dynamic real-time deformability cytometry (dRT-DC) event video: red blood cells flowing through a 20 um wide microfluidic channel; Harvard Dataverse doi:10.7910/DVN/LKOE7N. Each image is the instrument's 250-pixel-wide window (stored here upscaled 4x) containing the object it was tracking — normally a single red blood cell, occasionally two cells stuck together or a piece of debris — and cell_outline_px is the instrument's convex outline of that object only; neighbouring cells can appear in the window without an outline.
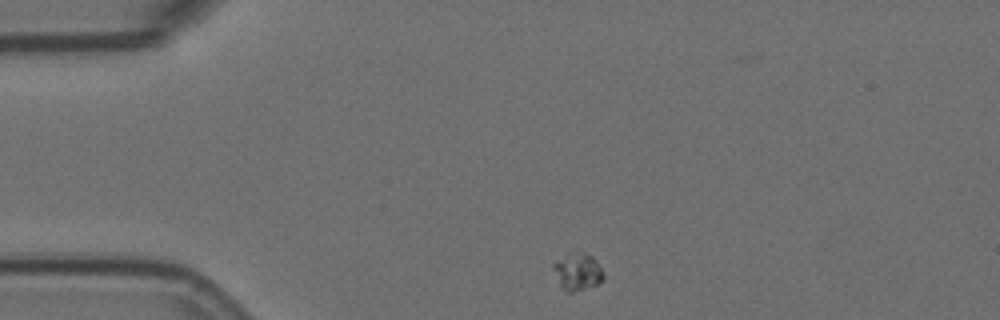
{"species": "Egyptian fruit bat (a non-hibernating species)", "species_latin": "Rousettus aegyptiacus", "temperature_condition": "room temperature", "stored_images_in_passage": 3, "segment_of_instrument_passage": [1, 2], "camera_frame_rate_fps": 3000, "um_per_image_px": 0.085, "animal": {"sex": "female"}, "frame": {"image": 1, "passage_image": 1, "time_ms": 0.0, "image_size_px": [1000, 320], "cell_outline_px": [[604, 280], [596, 284], [572, 292], [568, 292], [560, 284], [552, 268], [552, 264], [568, 252], [576, 248], [592, 256], [596, 260], [604, 272]], "centroid_in_image_um": [49.1, 23.01], "position_along_channel_um": 35.9, "area_um2": 11.04}}